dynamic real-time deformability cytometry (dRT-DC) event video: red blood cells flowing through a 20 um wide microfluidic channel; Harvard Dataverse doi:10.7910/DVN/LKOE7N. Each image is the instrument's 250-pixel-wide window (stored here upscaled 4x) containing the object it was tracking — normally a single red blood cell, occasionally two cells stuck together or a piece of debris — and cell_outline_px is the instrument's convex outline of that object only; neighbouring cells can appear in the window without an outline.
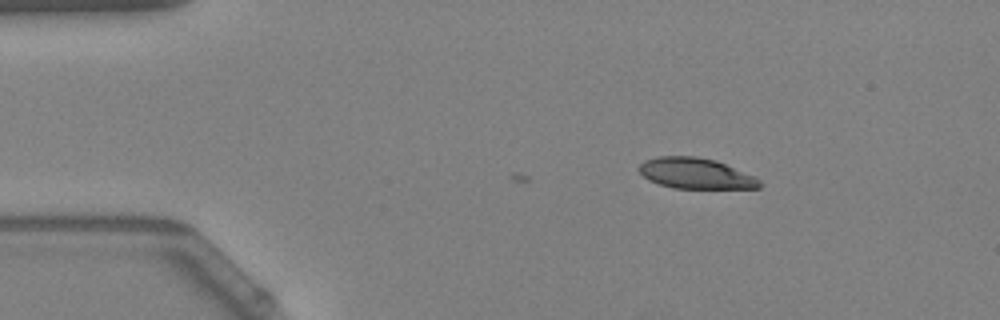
{"species": "Egyptian fruit bat (a non-hibernating species)", "species_latin": "Rousettus aegyptiacus", "temperature_condition": "warm", "stored_images_in_passage": 3, "camera_frame_rate_fps": 3000, "um_per_image_px": 0.085, "animal": {"sex": "female"}, "frame": {"image": 1, "passage_image": 3, "time_ms": 0.667, "image_size_px": [1000, 320], "cell_outline_px": [[760, 188], [672, 188], [648, 180], [636, 168], [644, 160], [660, 156], [696, 156], [716, 160], [752, 176], [760, 180]], "centroid_in_image_um": [59.07, 14.73], "position_along_channel_um": 25.9, "area_um2": 21.39}}